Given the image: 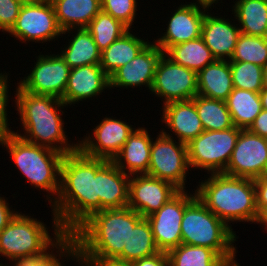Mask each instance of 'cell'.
I'll list each match as a JSON object with an SVG mask.
<instances>
[{
	"label": "cell",
	"instance_id": "6da1fadb",
	"mask_svg": "<svg viewBox=\"0 0 267 266\" xmlns=\"http://www.w3.org/2000/svg\"><path fill=\"white\" fill-rule=\"evenodd\" d=\"M107 161L87 156L79 149L64 155L59 195L51 206L53 231L72 233L91 214L100 211L98 170Z\"/></svg>",
	"mask_w": 267,
	"mask_h": 266
},
{
	"label": "cell",
	"instance_id": "7a4b0ae2",
	"mask_svg": "<svg viewBox=\"0 0 267 266\" xmlns=\"http://www.w3.org/2000/svg\"><path fill=\"white\" fill-rule=\"evenodd\" d=\"M142 218L128 206L94 212L71 233L77 252L87 261H122V251L127 249L130 230Z\"/></svg>",
	"mask_w": 267,
	"mask_h": 266
},
{
	"label": "cell",
	"instance_id": "3957f363",
	"mask_svg": "<svg viewBox=\"0 0 267 266\" xmlns=\"http://www.w3.org/2000/svg\"><path fill=\"white\" fill-rule=\"evenodd\" d=\"M16 88V111L19 113L24 134H19L18 130L13 133L29 143L53 149L64 155L76 151L78 143H69L61 117L64 113L60 109L67 105L56 97L33 94L19 85Z\"/></svg>",
	"mask_w": 267,
	"mask_h": 266
},
{
	"label": "cell",
	"instance_id": "277c9868",
	"mask_svg": "<svg viewBox=\"0 0 267 266\" xmlns=\"http://www.w3.org/2000/svg\"><path fill=\"white\" fill-rule=\"evenodd\" d=\"M204 180L195 190L196 197L219 219L230 227L234 221L256 223L258 208L254 179L211 173Z\"/></svg>",
	"mask_w": 267,
	"mask_h": 266
},
{
	"label": "cell",
	"instance_id": "5b68a950",
	"mask_svg": "<svg viewBox=\"0 0 267 266\" xmlns=\"http://www.w3.org/2000/svg\"><path fill=\"white\" fill-rule=\"evenodd\" d=\"M6 151L31 186L46 190L47 200L52 205L60 191L61 163L64 154L53 149L29 143L14 133L0 139ZM53 196V197H52ZM56 196V197H55ZM50 198V199H49Z\"/></svg>",
	"mask_w": 267,
	"mask_h": 266
},
{
	"label": "cell",
	"instance_id": "8992f818",
	"mask_svg": "<svg viewBox=\"0 0 267 266\" xmlns=\"http://www.w3.org/2000/svg\"><path fill=\"white\" fill-rule=\"evenodd\" d=\"M181 234L182 244L211 248L226 262L235 259L236 233L196 196L185 207Z\"/></svg>",
	"mask_w": 267,
	"mask_h": 266
},
{
	"label": "cell",
	"instance_id": "52a82bcc",
	"mask_svg": "<svg viewBox=\"0 0 267 266\" xmlns=\"http://www.w3.org/2000/svg\"><path fill=\"white\" fill-rule=\"evenodd\" d=\"M21 213L0 232V256L11 263L18 257L46 253L65 234L54 231L52 238L44 222Z\"/></svg>",
	"mask_w": 267,
	"mask_h": 266
},
{
	"label": "cell",
	"instance_id": "ba28073f",
	"mask_svg": "<svg viewBox=\"0 0 267 266\" xmlns=\"http://www.w3.org/2000/svg\"><path fill=\"white\" fill-rule=\"evenodd\" d=\"M242 129L231 127L221 131H203L187 144L190 168L223 173L231 159Z\"/></svg>",
	"mask_w": 267,
	"mask_h": 266
},
{
	"label": "cell",
	"instance_id": "9c48e42d",
	"mask_svg": "<svg viewBox=\"0 0 267 266\" xmlns=\"http://www.w3.org/2000/svg\"><path fill=\"white\" fill-rule=\"evenodd\" d=\"M150 151L149 170L146 175L172 183L185 190L189 170L187 145L175 140L172 134L161 130Z\"/></svg>",
	"mask_w": 267,
	"mask_h": 266
},
{
	"label": "cell",
	"instance_id": "30bf717a",
	"mask_svg": "<svg viewBox=\"0 0 267 266\" xmlns=\"http://www.w3.org/2000/svg\"><path fill=\"white\" fill-rule=\"evenodd\" d=\"M7 33L26 44L29 41H55L57 37H62L63 30L58 24L51 1L35 0L23 3L16 22Z\"/></svg>",
	"mask_w": 267,
	"mask_h": 266
},
{
	"label": "cell",
	"instance_id": "8fae6325",
	"mask_svg": "<svg viewBox=\"0 0 267 266\" xmlns=\"http://www.w3.org/2000/svg\"><path fill=\"white\" fill-rule=\"evenodd\" d=\"M150 91L164 99L161 100L163 105L172 101L192 100L198 93L197 73L175 63L163 53L157 63Z\"/></svg>",
	"mask_w": 267,
	"mask_h": 266
},
{
	"label": "cell",
	"instance_id": "7c38bea8",
	"mask_svg": "<svg viewBox=\"0 0 267 266\" xmlns=\"http://www.w3.org/2000/svg\"><path fill=\"white\" fill-rule=\"evenodd\" d=\"M70 70L71 68L59 53L39 55L33 70H30L31 73L17 84L27 92L49 95L62 100Z\"/></svg>",
	"mask_w": 267,
	"mask_h": 266
},
{
	"label": "cell",
	"instance_id": "4fadbf2b",
	"mask_svg": "<svg viewBox=\"0 0 267 266\" xmlns=\"http://www.w3.org/2000/svg\"><path fill=\"white\" fill-rule=\"evenodd\" d=\"M196 196L180 190L158 211L146 217L160 252L168 253L182 244L181 222L186 205Z\"/></svg>",
	"mask_w": 267,
	"mask_h": 266
},
{
	"label": "cell",
	"instance_id": "5bb4252c",
	"mask_svg": "<svg viewBox=\"0 0 267 266\" xmlns=\"http://www.w3.org/2000/svg\"><path fill=\"white\" fill-rule=\"evenodd\" d=\"M233 177L256 179L267 174V138L241 130L229 164L223 172Z\"/></svg>",
	"mask_w": 267,
	"mask_h": 266
},
{
	"label": "cell",
	"instance_id": "9a60e30c",
	"mask_svg": "<svg viewBox=\"0 0 267 266\" xmlns=\"http://www.w3.org/2000/svg\"><path fill=\"white\" fill-rule=\"evenodd\" d=\"M112 117H105L93 129V136L77 142L78 149L85 155L112 161L122 149L135 127Z\"/></svg>",
	"mask_w": 267,
	"mask_h": 266
},
{
	"label": "cell",
	"instance_id": "2e32d148",
	"mask_svg": "<svg viewBox=\"0 0 267 266\" xmlns=\"http://www.w3.org/2000/svg\"><path fill=\"white\" fill-rule=\"evenodd\" d=\"M179 191L165 180L146 174L132 175L129 180L127 206L146 218L158 211Z\"/></svg>",
	"mask_w": 267,
	"mask_h": 266
},
{
	"label": "cell",
	"instance_id": "e0dca14e",
	"mask_svg": "<svg viewBox=\"0 0 267 266\" xmlns=\"http://www.w3.org/2000/svg\"><path fill=\"white\" fill-rule=\"evenodd\" d=\"M208 10L209 8L194 2L181 4L170 16L166 32L153 42L166 53L172 46L200 38L202 23Z\"/></svg>",
	"mask_w": 267,
	"mask_h": 266
},
{
	"label": "cell",
	"instance_id": "ac0fdd59",
	"mask_svg": "<svg viewBox=\"0 0 267 266\" xmlns=\"http://www.w3.org/2000/svg\"><path fill=\"white\" fill-rule=\"evenodd\" d=\"M163 51L150 42L134 59L117 69L110 78V89L146 86L151 90L156 66Z\"/></svg>",
	"mask_w": 267,
	"mask_h": 266
},
{
	"label": "cell",
	"instance_id": "d6986e66",
	"mask_svg": "<svg viewBox=\"0 0 267 266\" xmlns=\"http://www.w3.org/2000/svg\"><path fill=\"white\" fill-rule=\"evenodd\" d=\"M110 89V78L100 65H84L70 70L62 101L67 105L99 96Z\"/></svg>",
	"mask_w": 267,
	"mask_h": 266
},
{
	"label": "cell",
	"instance_id": "ffe728a7",
	"mask_svg": "<svg viewBox=\"0 0 267 266\" xmlns=\"http://www.w3.org/2000/svg\"><path fill=\"white\" fill-rule=\"evenodd\" d=\"M231 22L224 17L219 18L211 13L209 15V12L205 13L201 38L216 60L229 61L234 54L241 32L239 26L233 25Z\"/></svg>",
	"mask_w": 267,
	"mask_h": 266
},
{
	"label": "cell",
	"instance_id": "44dd1931",
	"mask_svg": "<svg viewBox=\"0 0 267 266\" xmlns=\"http://www.w3.org/2000/svg\"><path fill=\"white\" fill-rule=\"evenodd\" d=\"M162 106V122L165 123V128L168 127L170 133L173 132L181 143L187 145L204 131L192 100L172 101Z\"/></svg>",
	"mask_w": 267,
	"mask_h": 266
},
{
	"label": "cell",
	"instance_id": "7402d4cb",
	"mask_svg": "<svg viewBox=\"0 0 267 266\" xmlns=\"http://www.w3.org/2000/svg\"><path fill=\"white\" fill-rule=\"evenodd\" d=\"M150 136L146 128H135L112 162L129 176L147 174L153 139Z\"/></svg>",
	"mask_w": 267,
	"mask_h": 266
},
{
	"label": "cell",
	"instance_id": "603a6c76",
	"mask_svg": "<svg viewBox=\"0 0 267 266\" xmlns=\"http://www.w3.org/2000/svg\"><path fill=\"white\" fill-rule=\"evenodd\" d=\"M130 176L112 161H107L98 170V195L100 210L127 207Z\"/></svg>",
	"mask_w": 267,
	"mask_h": 266
},
{
	"label": "cell",
	"instance_id": "cb8c5ba5",
	"mask_svg": "<svg viewBox=\"0 0 267 266\" xmlns=\"http://www.w3.org/2000/svg\"><path fill=\"white\" fill-rule=\"evenodd\" d=\"M233 88L228 60H215L197 73L198 95L225 101Z\"/></svg>",
	"mask_w": 267,
	"mask_h": 266
},
{
	"label": "cell",
	"instance_id": "d4e9b609",
	"mask_svg": "<svg viewBox=\"0 0 267 266\" xmlns=\"http://www.w3.org/2000/svg\"><path fill=\"white\" fill-rule=\"evenodd\" d=\"M51 3L63 31L86 28L101 11V0H52Z\"/></svg>",
	"mask_w": 267,
	"mask_h": 266
},
{
	"label": "cell",
	"instance_id": "484cf974",
	"mask_svg": "<svg viewBox=\"0 0 267 266\" xmlns=\"http://www.w3.org/2000/svg\"><path fill=\"white\" fill-rule=\"evenodd\" d=\"M135 35L130 29L101 52L100 66L109 77L150 43Z\"/></svg>",
	"mask_w": 267,
	"mask_h": 266
},
{
	"label": "cell",
	"instance_id": "4316f807",
	"mask_svg": "<svg viewBox=\"0 0 267 266\" xmlns=\"http://www.w3.org/2000/svg\"><path fill=\"white\" fill-rule=\"evenodd\" d=\"M66 33L74 36L69 39V44L61 50L60 55L71 69L84 65H100L101 51L86 28L67 29L62 35Z\"/></svg>",
	"mask_w": 267,
	"mask_h": 266
},
{
	"label": "cell",
	"instance_id": "83f0119b",
	"mask_svg": "<svg viewBox=\"0 0 267 266\" xmlns=\"http://www.w3.org/2000/svg\"><path fill=\"white\" fill-rule=\"evenodd\" d=\"M232 7L242 34L267 38V0H236Z\"/></svg>",
	"mask_w": 267,
	"mask_h": 266
},
{
	"label": "cell",
	"instance_id": "f1b7e54d",
	"mask_svg": "<svg viewBox=\"0 0 267 266\" xmlns=\"http://www.w3.org/2000/svg\"><path fill=\"white\" fill-rule=\"evenodd\" d=\"M234 126L247 130L262 111L259 92L233 88L225 100Z\"/></svg>",
	"mask_w": 267,
	"mask_h": 266
},
{
	"label": "cell",
	"instance_id": "f546056e",
	"mask_svg": "<svg viewBox=\"0 0 267 266\" xmlns=\"http://www.w3.org/2000/svg\"><path fill=\"white\" fill-rule=\"evenodd\" d=\"M165 54L175 63L196 73L216 60L201 37L172 46Z\"/></svg>",
	"mask_w": 267,
	"mask_h": 266
},
{
	"label": "cell",
	"instance_id": "4dcf8cb0",
	"mask_svg": "<svg viewBox=\"0 0 267 266\" xmlns=\"http://www.w3.org/2000/svg\"><path fill=\"white\" fill-rule=\"evenodd\" d=\"M192 101L205 131H221L234 127L225 101L198 94Z\"/></svg>",
	"mask_w": 267,
	"mask_h": 266
},
{
	"label": "cell",
	"instance_id": "1f68e13d",
	"mask_svg": "<svg viewBox=\"0 0 267 266\" xmlns=\"http://www.w3.org/2000/svg\"><path fill=\"white\" fill-rule=\"evenodd\" d=\"M169 266H225L226 261L213 249L180 244L168 253Z\"/></svg>",
	"mask_w": 267,
	"mask_h": 266
},
{
	"label": "cell",
	"instance_id": "d6a6232c",
	"mask_svg": "<svg viewBox=\"0 0 267 266\" xmlns=\"http://www.w3.org/2000/svg\"><path fill=\"white\" fill-rule=\"evenodd\" d=\"M160 252L155 244L152 228L147 218H142L128 237L127 249L122 251V261L133 262Z\"/></svg>",
	"mask_w": 267,
	"mask_h": 266
},
{
	"label": "cell",
	"instance_id": "836d02e7",
	"mask_svg": "<svg viewBox=\"0 0 267 266\" xmlns=\"http://www.w3.org/2000/svg\"><path fill=\"white\" fill-rule=\"evenodd\" d=\"M55 248L59 252L55 250ZM52 249L56 251L57 255L53 253ZM76 252L77 246L74 237L71 233H65L46 253L18 257L12 266H64L60 262V259L62 257H67L66 260H68L70 257L72 258Z\"/></svg>",
	"mask_w": 267,
	"mask_h": 266
},
{
	"label": "cell",
	"instance_id": "e575fe53",
	"mask_svg": "<svg viewBox=\"0 0 267 266\" xmlns=\"http://www.w3.org/2000/svg\"><path fill=\"white\" fill-rule=\"evenodd\" d=\"M86 29L92 35L101 52L129 30L120 21L103 11H100L91 20Z\"/></svg>",
	"mask_w": 267,
	"mask_h": 266
},
{
	"label": "cell",
	"instance_id": "d590c367",
	"mask_svg": "<svg viewBox=\"0 0 267 266\" xmlns=\"http://www.w3.org/2000/svg\"><path fill=\"white\" fill-rule=\"evenodd\" d=\"M229 61L251 62L264 67L267 64V38L241 33Z\"/></svg>",
	"mask_w": 267,
	"mask_h": 266
},
{
	"label": "cell",
	"instance_id": "8d00e7d4",
	"mask_svg": "<svg viewBox=\"0 0 267 266\" xmlns=\"http://www.w3.org/2000/svg\"><path fill=\"white\" fill-rule=\"evenodd\" d=\"M234 88L260 92L263 67L251 62L229 61Z\"/></svg>",
	"mask_w": 267,
	"mask_h": 266
},
{
	"label": "cell",
	"instance_id": "74e56055",
	"mask_svg": "<svg viewBox=\"0 0 267 266\" xmlns=\"http://www.w3.org/2000/svg\"><path fill=\"white\" fill-rule=\"evenodd\" d=\"M138 0H101V11L111 15L128 29L134 23Z\"/></svg>",
	"mask_w": 267,
	"mask_h": 266
},
{
	"label": "cell",
	"instance_id": "f35d334b",
	"mask_svg": "<svg viewBox=\"0 0 267 266\" xmlns=\"http://www.w3.org/2000/svg\"><path fill=\"white\" fill-rule=\"evenodd\" d=\"M8 73H0V139L5 136L12 134L14 131L9 128V119L7 114V106H8Z\"/></svg>",
	"mask_w": 267,
	"mask_h": 266
},
{
	"label": "cell",
	"instance_id": "ab89813d",
	"mask_svg": "<svg viewBox=\"0 0 267 266\" xmlns=\"http://www.w3.org/2000/svg\"><path fill=\"white\" fill-rule=\"evenodd\" d=\"M22 5L19 0H0V31L6 33L12 28Z\"/></svg>",
	"mask_w": 267,
	"mask_h": 266
},
{
	"label": "cell",
	"instance_id": "60d3db41",
	"mask_svg": "<svg viewBox=\"0 0 267 266\" xmlns=\"http://www.w3.org/2000/svg\"><path fill=\"white\" fill-rule=\"evenodd\" d=\"M80 266H133V262L121 261L118 259L100 260V261H87L81 254L76 252L72 257Z\"/></svg>",
	"mask_w": 267,
	"mask_h": 266
},
{
	"label": "cell",
	"instance_id": "b9f144b4",
	"mask_svg": "<svg viewBox=\"0 0 267 266\" xmlns=\"http://www.w3.org/2000/svg\"><path fill=\"white\" fill-rule=\"evenodd\" d=\"M258 213L267 206V174L254 179Z\"/></svg>",
	"mask_w": 267,
	"mask_h": 266
},
{
	"label": "cell",
	"instance_id": "7bdbcfd3",
	"mask_svg": "<svg viewBox=\"0 0 267 266\" xmlns=\"http://www.w3.org/2000/svg\"><path fill=\"white\" fill-rule=\"evenodd\" d=\"M133 266H169L168 254L158 252L155 255L133 261Z\"/></svg>",
	"mask_w": 267,
	"mask_h": 266
},
{
	"label": "cell",
	"instance_id": "ee69618b",
	"mask_svg": "<svg viewBox=\"0 0 267 266\" xmlns=\"http://www.w3.org/2000/svg\"><path fill=\"white\" fill-rule=\"evenodd\" d=\"M248 130L253 134L267 138V110L262 109Z\"/></svg>",
	"mask_w": 267,
	"mask_h": 266
},
{
	"label": "cell",
	"instance_id": "f6af8a7d",
	"mask_svg": "<svg viewBox=\"0 0 267 266\" xmlns=\"http://www.w3.org/2000/svg\"><path fill=\"white\" fill-rule=\"evenodd\" d=\"M17 213L18 211L15 212L14 209L11 210L9 203L0 195V232L12 221Z\"/></svg>",
	"mask_w": 267,
	"mask_h": 266
},
{
	"label": "cell",
	"instance_id": "bcb514c9",
	"mask_svg": "<svg viewBox=\"0 0 267 266\" xmlns=\"http://www.w3.org/2000/svg\"><path fill=\"white\" fill-rule=\"evenodd\" d=\"M257 224H262L265 226L267 231V206H265L259 213L256 221Z\"/></svg>",
	"mask_w": 267,
	"mask_h": 266
},
{
	"label": "cell",
	"instance_id": "7dc6e473",
	"mask_svg": "<svg viewBox=\"0 0 267 266\" xmlns=\"http://www.w3.org/2000/svg\"><path fill=\"white\" fill-rule=\"evenodd\" d=\"M197 2H195V4L197 3V5H201L207 8H211L212 6L214 7V5L212 4H217L219 3L218 1L220 0H196Z\"/></svg>",
	"mask_w": 267,
	"mask_h": 266
},
{
	"label": "cell",
	"instance_id": "c3c4849f",
	"mask_svg": "<svg viewBox=\"0 0 267 266\" xmlns=\"http://www.w3.org/2000/svg\"><path fill=\"white\" fill-rule=\"evenodd\" d=\"M260 99L262 103V109L267 110V88H263L260 92Z\"/></svg>",
	"mask_w": 267,
	"mask_h": 266
},
{
	"label": "cell",
	"instance_id": "681fc988",
	"mask_svg": "<svg viewBox=\"0 0 267 266\" xmlns=\"http://www.w3.org/2000/svg\"><path fill=\"white\" fill-rule=\"evenodd\" d=\"M262 82L263 88H267V64L263 67Z\"/></svg>",
	"mask_w": 267,
	"mask_h": 266
},
{
	"label": "cell",
	"instance_id": "f907efd6",
	"mask_svg": "<svg viewBox=\"0 0 267 266\" xmlns=\"http://www.w3.org/2000/svg\"><path fill=\"white\" fill-rule=\"evenodd\" d=\"M225 266H241V265L237 263L236 260H232L227 262Z\"/></svg>",
	"mask_w": 267,
	"mask_h": 266
},
{
	"label": "cell",
	"instance_id": "816d5d0a",
	"mask_svg": "<svg viewBox=\"0 0 267 266\" xmlns=\"http://www.w3.org/2000/svg\"><path fill=\"white\" fill-rule=\"evenodd\" d=\"M21 1L22 3H28V2H32V1H35V0H19Z\"/></svg>",
	"mask_w": 267,
	"mask_h": 266
}]
</instances>
